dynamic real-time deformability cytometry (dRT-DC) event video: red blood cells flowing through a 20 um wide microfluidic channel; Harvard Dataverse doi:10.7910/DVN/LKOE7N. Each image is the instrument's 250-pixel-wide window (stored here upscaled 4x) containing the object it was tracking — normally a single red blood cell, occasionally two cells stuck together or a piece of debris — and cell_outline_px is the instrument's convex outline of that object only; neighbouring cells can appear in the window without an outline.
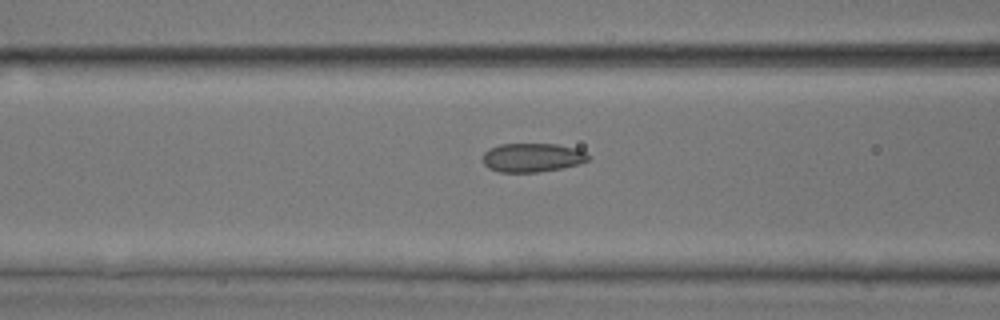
{"species": "common noctule bat (a hibernating species)", "species_latin": "Nyctalus noctula", "temperature_condition": "room temperature", "stored_images_in_passage": 35, "camera_frame_rate_fps": 3000, "um_per_image_px": 0.085, "animal": {"sex": "male", "body_mass_g": 17.9, "forearm_length_mm": 54.2}, "frame": {"image": 1, "passage_image": 13, "time_ms": 4.0, "image_size_px": [1000, 320], "cell_outline_px": [[588, 160], [580, 164], [560, 168], [536, 172], [500, 172], [488, 168], [484, 164], [484, 152], [488, 148], [500, 144], [556, 144], [576, 148], [584, 152], [588, 156]], "centroid_in_image_um": [45.22, 13.39], "position_along_channel_um": 121.4, "area_um2": 17.63}}
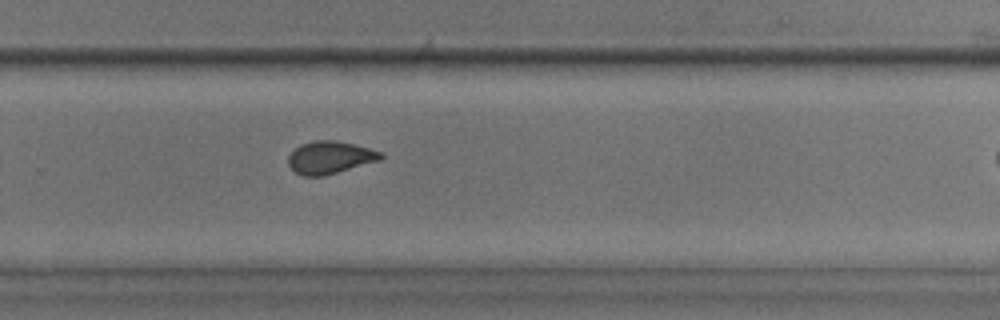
{"frame": {"image": 2, "passage_image": 27, "time_ms": 8.667, "image_size_px": [1000, 320], "cell_outline_px": [[384, 156], [380, 160], [324, 176], [304, 176], [296, 172], [288, 164], [288, 156], [300, 144], [316, 140], [336, 140], [384, 152]], "centroid_in_image_um": [28.06, 13.38], "position_along_channel_um": 301.7, "area_um2": 17.46}}
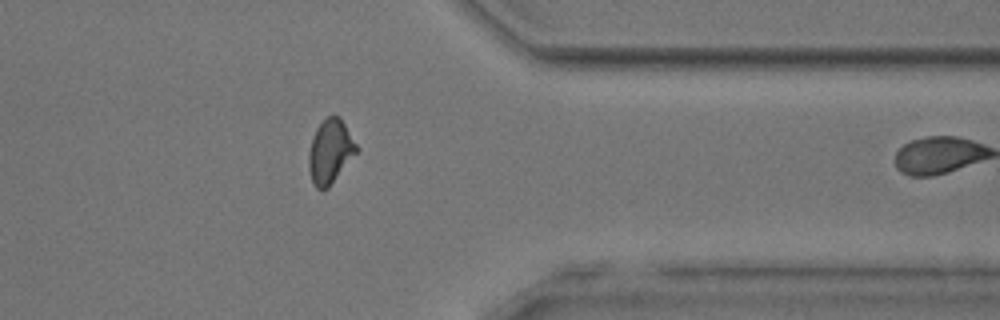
{"frame": {"image": 3, "passage_image": 34, "time_ms": 11.0, "image_size_px": [1000, 320], "cell_outline_px": [[360, 148], [328, 188], [316, 188], [312, 180], [308, 164], [308, 156], [312, 136], [316, 128], [328, 116], [340, 116]], "centroid_in_image_um": [28.08, 12.85], "position_along_channel_um": 383.3, "area_um2": 17.69}}